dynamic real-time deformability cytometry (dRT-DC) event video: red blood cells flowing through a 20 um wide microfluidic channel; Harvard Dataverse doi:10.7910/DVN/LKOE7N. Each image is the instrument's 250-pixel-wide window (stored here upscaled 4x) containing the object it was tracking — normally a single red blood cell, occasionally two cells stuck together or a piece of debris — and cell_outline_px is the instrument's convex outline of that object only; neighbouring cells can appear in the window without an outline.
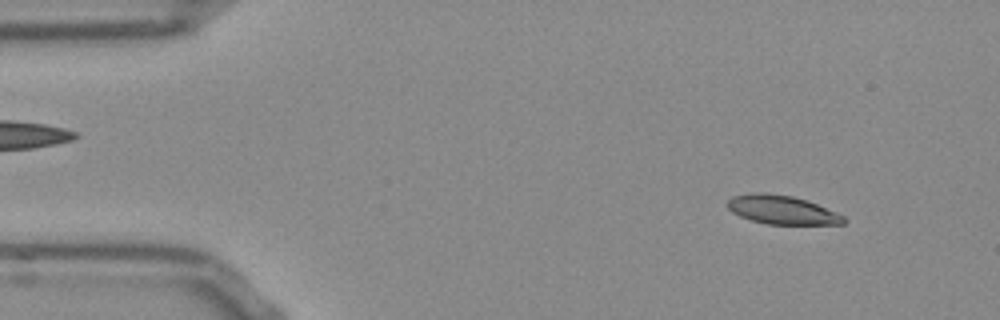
{"species": "Egyptian fruit bat (a non-hibernating species)", "species_latin": "Rousettus aegyptiacus", "temperature_condition": "room temperature", "stored_images_in_passage": 52, "camera_frame_rate_fps": 3000, "um_per_image_px": 0.085, "frame": {"image": 1, "passage_image": 5, "time_ms": 1.333, "image_size_px": [1000, 320], "cell_outline_px": [[844, 224], [768, 224], [752, 220], [740, 216], [732, 212], [724, 204], [732, 196], [752, 192], [764, 192], [792, 196], [816, 204], [844, 216]], "centroid_in_image_um": [66.39, 17.82], "position_along_channel_um": 18.6, "area_um2": 19.31}}
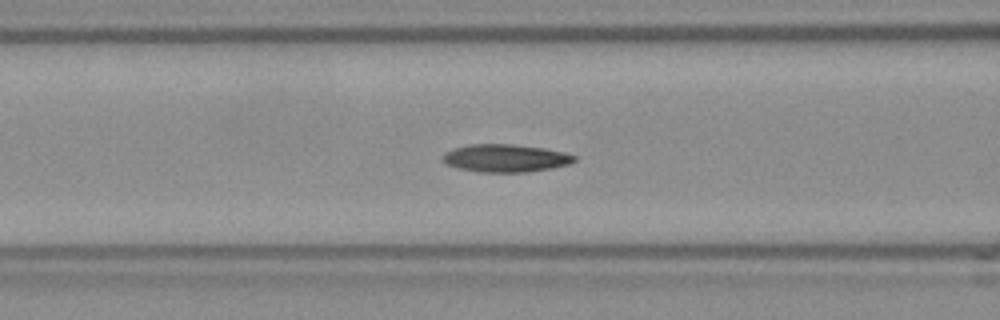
{"frame": {"image": 2, "passage_image": 20, "time_ms": 6.333, "image_size_px": [1000, 320], "cell_outline_px": [[576, 160], [568, 164], [552, 168], [524, 172], [480, 172], [460, 168], [448, 164], [444, 160], [444, 156], [452, 148], [468, 144], [512, 144], [544, 148], [564, 152], [576, 156]], "centroid_in_image_um": [43.01, 13.43], "position_along_channel_um": 123.6, "area_um2": 21.04}}
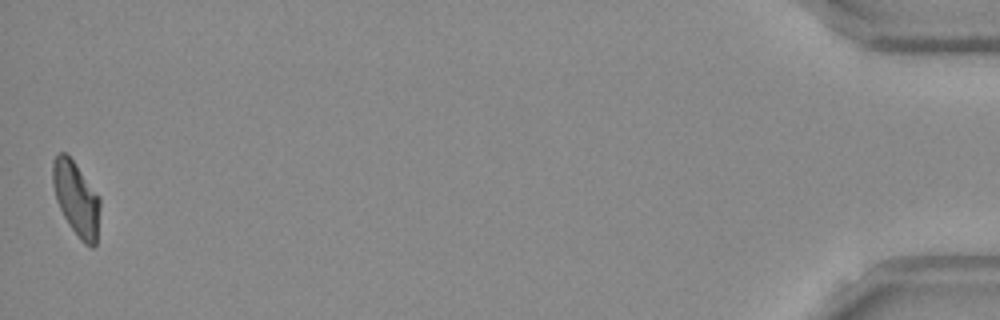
{"frame": {"image": 3, "passage_image": 52, "time_ms": 17.0, "image_size_px": [1000, 320], "cell_outline_px": [[100, 204], [96, 244], [92, 248], [84, 244], [80, 240], [64, 216], [56, 200], [52, 184], [52, 160], [60, 152], [64, 152], [72, 160], [100, 196]], "centroid_in_image_um": [6.48, 16.89], "position_along_channel_um": 428.7, "area_um2": 20.29}, "authors_computed_cell_mechanics": {"area_um2": 20.5768, "velocity_mm_per_s": 3.7964, "shape_relaxation_time_tau1_ms": 6.6616, "shape_relaxation_time_tau2_ms": 4.9517, "deformation_change_tau1": 0.1828, "deformation_change_tau2": 0.1212}}